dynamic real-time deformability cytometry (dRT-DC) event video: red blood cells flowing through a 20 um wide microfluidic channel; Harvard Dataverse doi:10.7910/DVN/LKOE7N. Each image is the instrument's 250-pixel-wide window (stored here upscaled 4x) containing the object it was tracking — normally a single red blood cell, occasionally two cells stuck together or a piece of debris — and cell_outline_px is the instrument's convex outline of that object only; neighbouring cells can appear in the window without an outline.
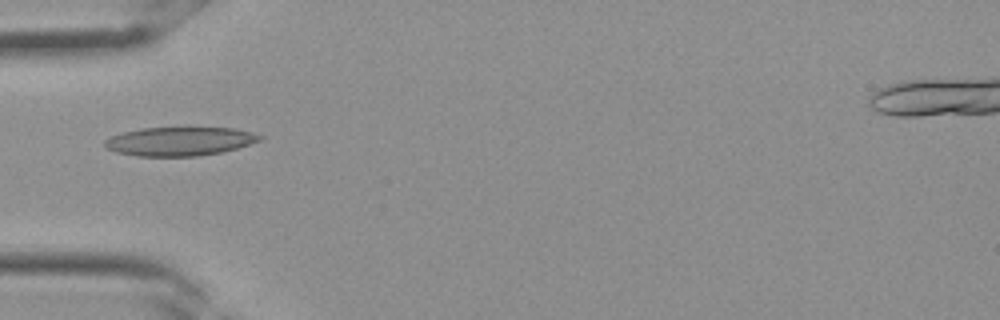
{"species": "Egyptian fruit bat (a non-hibernating species)", "species_latin": "Rousettus aegyptiacus", "temperature_condition": "room temperature", "stored_images_in_passage": 15, "camera_frame_rate_fps": 3000, "um_per_image_px": 0.085, "frame": {"image": 1, "passage_image": 1, "time_ms": 0.0, "image_size_px": [1000, 320], "cell_outline_px": [[264, 136], [260, 140], [236, 148], [220, 152], [196, 156], [136, 156], [116, 152], [108, 148], [104, 144], [104, 140], [112, 136], [124, 132], [140, 128], [232, 128], [252, 132]], "centroid_in_image_um": [15.25, 12.01], "position_along_channel_um": 69.7, "area_um2": 25.66}}
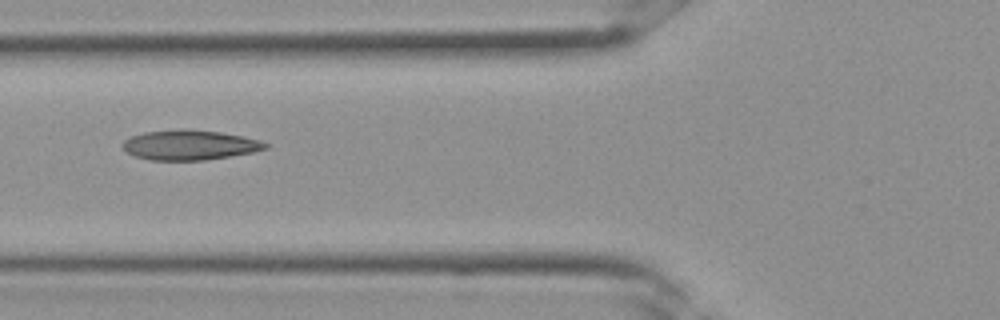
{"frame": {"image": 2, "passage_image": 3, "time_ms": 0.667, "image_size_px": [1000, 320], "cell_outline_px": [[272, 144], [268, 148], [252, 152], [204, 160], [152, 160], [136, 156], [128, 152], [120, 144], [124, 140], [132, 136], [144, 132], [184, 128], [220, 132], [244, 136], [260, 140]], "centroid_in_image_um": [16.15, 12.31], "position_along_channel_um": 109.6, "area_um2": 24.91}}
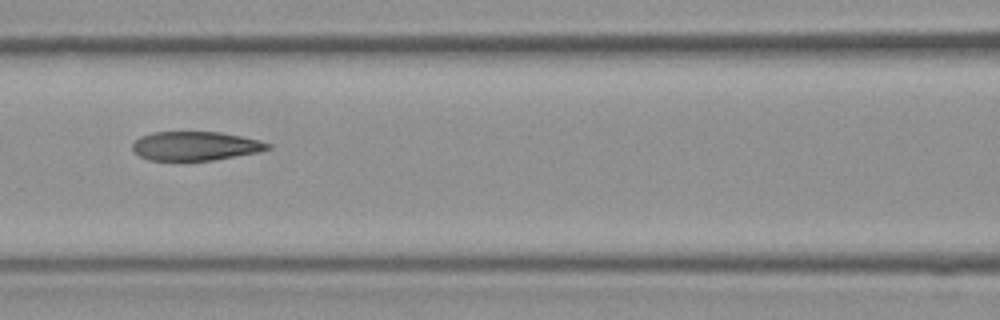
{"frame": {"image": 3, "passage_image": 5, "time_ms": 1.333, "image_size_px": [1000, 320], "cell_outline_px": [[272, 148], [260, 152], [212, 160], [148, 160], [132, 152], [132, 144], [140, 136], [152, 132], [220, 132], [260, 140], [272, 144]], "centroid_in_image_um": [16.61, 12.41], "position_along_channel_um": 150.0, "area_um2": 22.95}}